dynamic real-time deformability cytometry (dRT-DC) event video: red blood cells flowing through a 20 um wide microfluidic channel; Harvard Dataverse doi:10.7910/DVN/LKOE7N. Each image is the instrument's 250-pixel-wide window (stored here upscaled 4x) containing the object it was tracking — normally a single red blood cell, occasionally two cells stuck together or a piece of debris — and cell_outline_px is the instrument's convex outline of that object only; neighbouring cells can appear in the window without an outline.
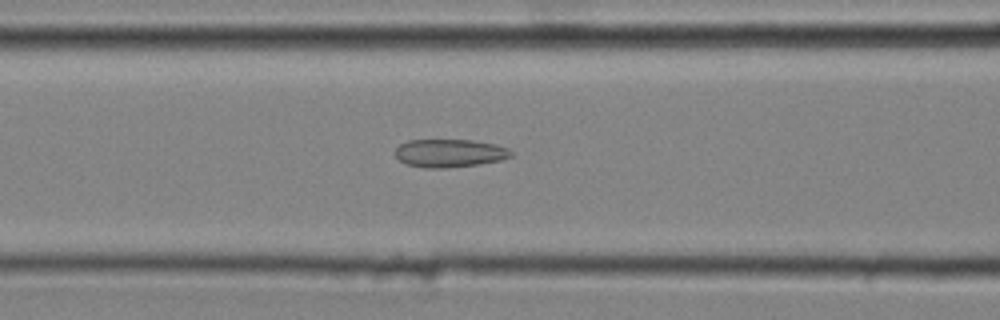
{"species": "common noctule bat (a hibernating species)", "species_latin": "Nyctalus noctula", "temperature_condition": "cold", "stored_images_in_passage": 35, "segment_of_instrument_passage": [1, 2], "camera_frame_rate_fps": 3000, "um_per_image_px": 0.085, "animal": {"sex": "male", "body_mass_g": 20.4}, "frame": {"image": 1, "passage_image": 18, "time_ms": 5.667, "image_size_px": [1000, 320], "cell_outline_px": [[512, 156], [500, 160], [476, 164], [444, 168], [424, 168], [408, 164], [400, 160], [396, 156], [396, 148], [400, 144], [408, 140], [472, 140], [496, 144], [508, 148], [512, 152]], "centroid_in_image_um": [38.22, 13.01], "position_along_channel_um": 128.4, "area_um2": 18.79}}
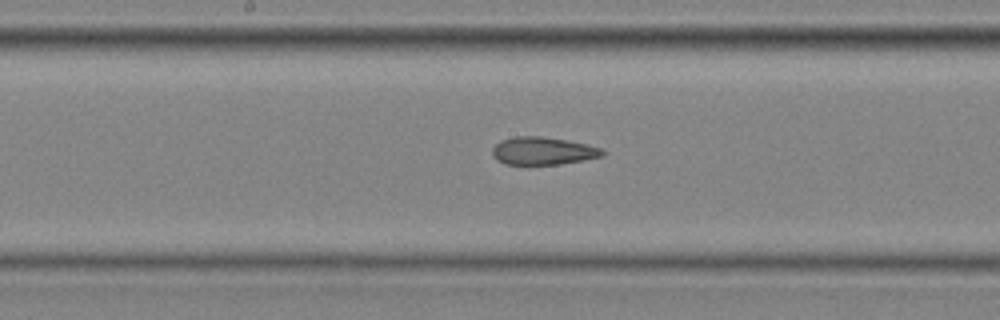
{"frame": {"image": 2, "passage_image": 23, "time_ms": 7.333, "image_size_px": [1000, 320], "cell_outline_px": [[608, 152], [604, 156], [584, 160], [560, 164], [504, 164], [496, 160], [492, 156], [492, 148], [500, 140], [512, 136], [544, 136], [568, 140], [588, 144], [604, 148]], "centroid_in_image_um": [46.19, 12.81], "position_along_channel_um": 202.0, "area_um2": 18.26}}
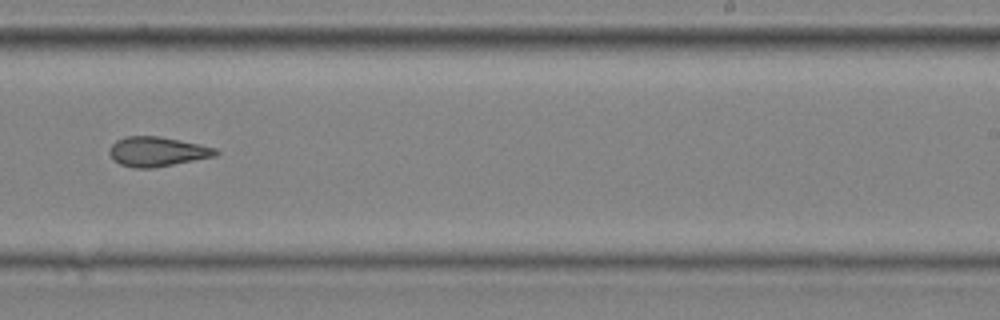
{"frame": {"image": 3, "passage_image": 28, "time_ms": 9.0, "image_size_px": [1000, 320], "cell_outline_px": [[220, 152], [216, 156], [152, 168], [132, 168], [120, 164], [112, 160], [108, 152], [108, 148], [116, 140], [124, 136], [160, 136], [200, 144], [216, 148]], "centroid_in_image_um": [13.32, 12.88], "position_along_channel_um": 275.7, "area_um2": 18.55}}